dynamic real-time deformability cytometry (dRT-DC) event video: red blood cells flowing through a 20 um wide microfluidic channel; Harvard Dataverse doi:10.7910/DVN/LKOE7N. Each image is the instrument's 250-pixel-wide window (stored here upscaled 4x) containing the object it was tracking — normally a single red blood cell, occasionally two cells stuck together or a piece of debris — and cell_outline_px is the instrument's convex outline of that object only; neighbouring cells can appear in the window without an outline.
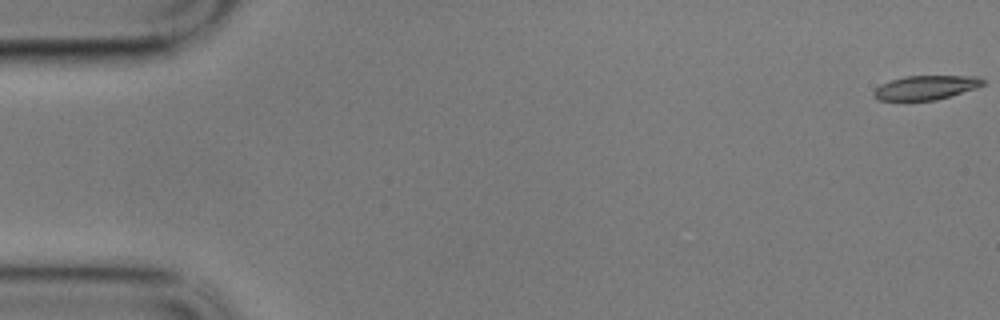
{"species": "common noctule bat (a hibernating species)", "species_latin": "Nyctalus noctula", "temperature_condition": "cold", "stored_images_in_passage": 59, "camera_frame_rate_fps": 3000, "um_per_image_px": 0.085, "animal": {"sex": "male", "body_mass_g": 17.9}, "frame": {"image": 1, "passage_image": 1, "time_ms": 0.0, "image_size_px": [1000, 320], "cell_outline_px": [[984, 84], [976, 88], [936, 100], [876, 100], [872, 92], [880, 84], [892, 80], [908, 76], [980, 76], [984, 80]], "centroid_in_image_um": [78.69, 7.44], "position_along_channel_um": 6.3, "area_um2": 15.26}}
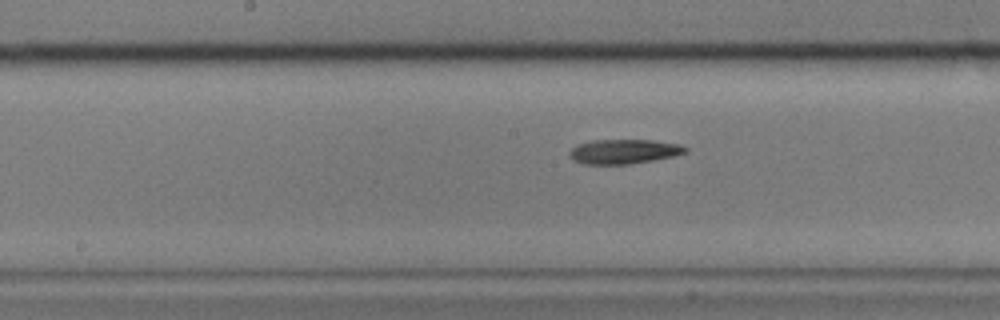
{"frame": {"image": 2, "passage_image": 30, "time_ms": 9.667, "image_size_px": [1000, 320], "cell_outline_px": [[688, 152], [676, 156], [628, 164], [584, 164], [568, 156], [568, 152], [576, 144], [592, 140], [652, 140], [680, 144], [688, 148]], "centroid_in_image_um": [53.04, 12.87], "position_along_channel_um": 195.2, "area_um2": 16.65}}
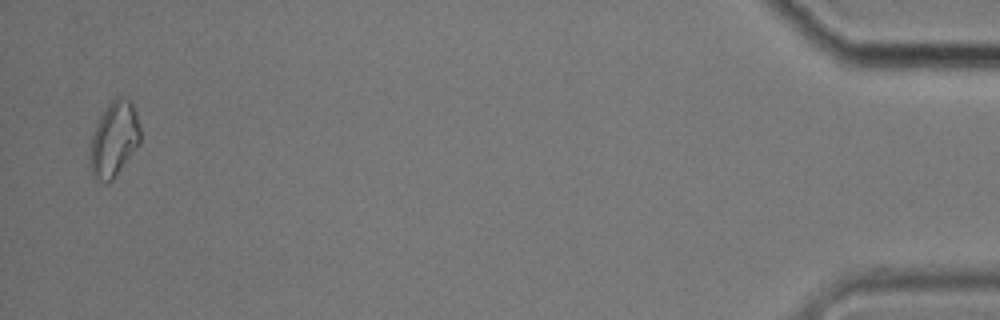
{"frame": {"image": 3, "passage_image": 58, "time_ms": 19.0, "image_size_px": [1000, 320], "cell_outline_px": [[140, 144], [112, 180], [108, 184], [96, 180], [92, 176], [88, 160], [92, 136], [96, 124], [104, 108], [116, 96], [120, 96], [128, 100], [132, 104], [136, 112], [140, 128]], "centroid_in_image_um": [9.67, 11.86], "position_along_channel_um": 425.5, "area_um2": 22.25}, "authors_computed_cell_mechanics": {"area_um2": 16.9354, "velocity_mm_per_s": 3.3886, "shape_relaxation_time_tau1_ms": 6.8728, "shape_relaxation_time_tau2_ms": null, "deformation_change_tau1": 0.1913, "deformation_change_tau2": null}}